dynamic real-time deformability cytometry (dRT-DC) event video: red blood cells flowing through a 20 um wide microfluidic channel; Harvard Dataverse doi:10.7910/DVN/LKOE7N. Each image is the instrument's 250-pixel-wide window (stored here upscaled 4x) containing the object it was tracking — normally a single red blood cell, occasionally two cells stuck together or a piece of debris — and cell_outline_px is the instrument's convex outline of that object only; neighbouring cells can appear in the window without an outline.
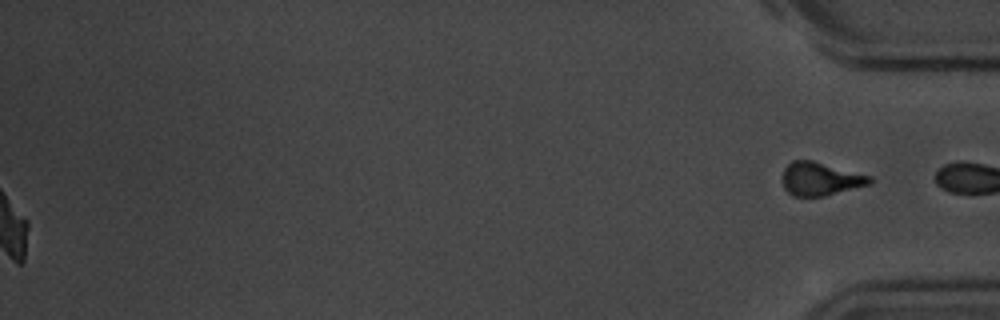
{"species": "common noctule bat (a hibernating species)", "species_latin": "Nyctalus noctula", "temperature_condition": "room temperature", "stored_images_in_passage": 57, "segment_of_instrument_passage": [2, 2], "camera_frame_rate_fps": 3000, "um_per_image_px": 0.085, "animal": {"sex": "male", "body_mass_g": 20.1, "forearm_length_mm": 53.5}, "frame": {"image": 1, "passage_image": 57, "time_ms": 18.667, "image_size_px": [1000, 320], "cell_outline_px": [[872, 184], [824, 196], [792, 196], [784, 188], [784, 168], [792, 160], [812, 160], [872, 176]], "centroid_in_image_um": [69.76, 15.2], "position_along_channel_um": 365.4, "area_um2": 16.88}}